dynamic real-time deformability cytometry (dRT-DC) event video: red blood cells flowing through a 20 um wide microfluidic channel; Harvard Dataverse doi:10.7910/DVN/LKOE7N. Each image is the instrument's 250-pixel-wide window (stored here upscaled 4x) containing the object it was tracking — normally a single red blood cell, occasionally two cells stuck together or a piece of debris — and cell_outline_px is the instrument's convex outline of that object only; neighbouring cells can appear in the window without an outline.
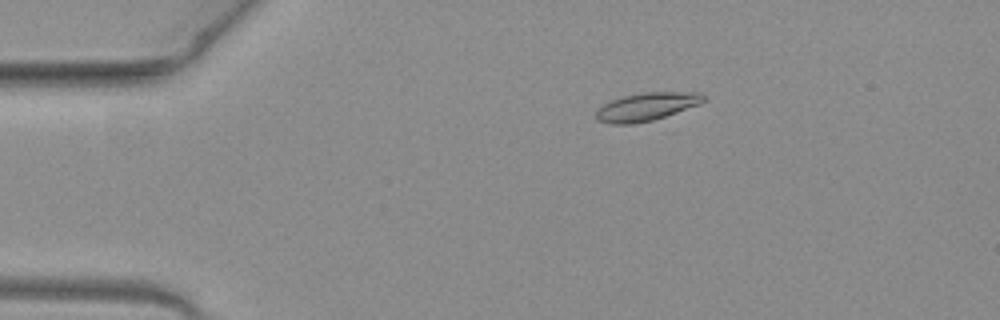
{"species": "common noctule bat (a hibernating species)", "species_latin": "Nyctalus noctula", "temperature_condition": "warm", "stored_images_in_passage": 20, "camera_frame_rate_fps": 3000, "um_per_image_px": 0.085, "animal": {"sex": "female", "body_mass_g": 19.3, "forearm_length_mm": 54.1}, "frame": {"image": 1, "passage_image": 10, "time_ms": 3.0, "image_size_px": [1000, 320], "cell_outline_px": [[708, 100], [700, 104], [652, 120], [632, 124], [608, 124], [596, 120], [596, 112], [604, 104], [612, 100], [624, 96], [644, 92], [704, 92]], "centroid_in_image_um": [55.01, 9.06], "position_along_channel_um": 30.0, "area_um2": 17.57}}
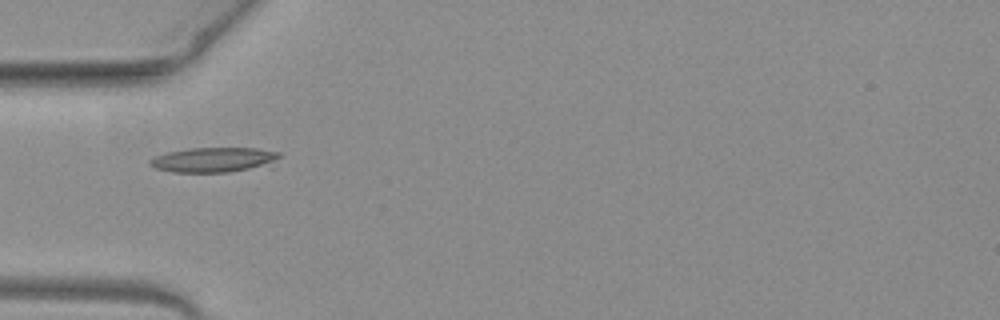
{"frame": {"image": 2, "passage_image": 17, "time_ms": 5.333, "image_size_px": [1000, 320], "cell_outline_px": [[280, 156], [272, 160], [248, 168], [228, 172], [172, 172], [152, 168], [148, 164], [148, 160], [152, 156], [168, 152], [188, 148], [256, 148], [280, 152]], "centroid_in_image_um": [17.96, 13.57], "position_along_channel_um": 67.0, "area_um2": 18.32}}